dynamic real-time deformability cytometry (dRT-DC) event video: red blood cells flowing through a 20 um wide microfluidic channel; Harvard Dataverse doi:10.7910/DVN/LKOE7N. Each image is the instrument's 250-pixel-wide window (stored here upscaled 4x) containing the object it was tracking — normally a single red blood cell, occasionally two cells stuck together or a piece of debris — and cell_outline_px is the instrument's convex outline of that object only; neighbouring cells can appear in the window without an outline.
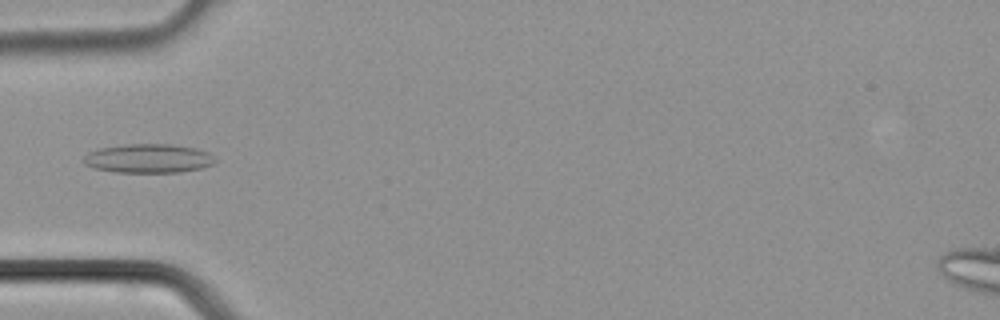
{"species": "common noctule bat (a hibernating species)", "species_latin": "Nyctalus noctula", "temperature_condition": "cold", "stored_images_in_passage": 21, "camera_frame_rate_fps": 3000, "um_per_image_px": 0.085, "animal": {"sex": "male", "body_mass_g": 21.5, "forearm_length_mm": 52.0}, "frame": {"image": 1, "passage_image": 11, "time_ms": 3.333, "image_size_px": [1000, 320], "cell_outline_px": [[216, 160], [212, 164], [200, 168], [180, 172], [116, 172], [96, 168], [84, 164], [84, 156], [88, 152], [96, 148], [128, 144], [172, 144], [196, 148], [208, 152]], "centroid_in_image_um": [12.6, 13.45], "position_along_channel_um": 72.4, "area_um2": 22.14}}
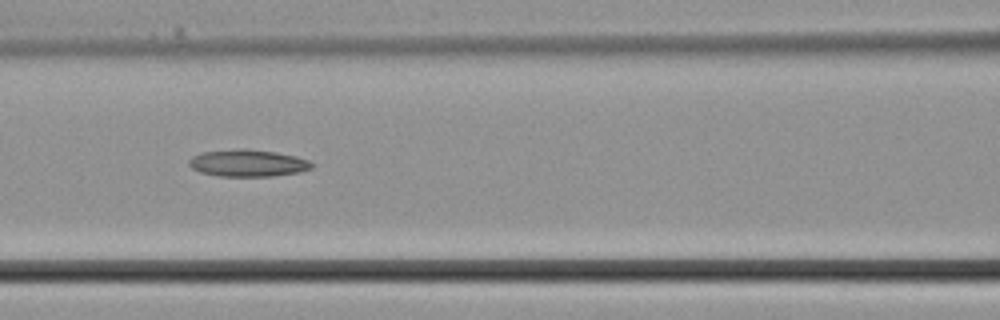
{"frame": {"image": 2, "passage_image": 15, "time_ms": 4.667, "image_size_px": [1000, 320], "cell_outline_px": [[316, 164], [312, 168], [300, 172], [272, 176], [220, 176], [200, 172], [192, 168], [188, 164], [188, 160], [192, 156], [200, 152], [240, 148], [248, 148], [276, 152], [296, 156], [308, 160]], "centroid_in_image_um": [21.07, 13.85], "position_along_channel_um": 145.5, "area_um2": 19.59}}
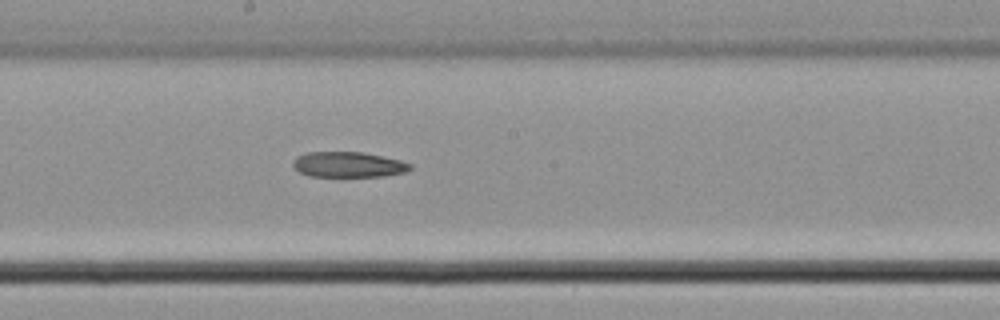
{"frame": {"image": 3, "passage_image": 19, "time_ms": 6.0, "image_size_px": [1000, 320], "cell_outline_px": [[412, 168], [404, 172], [384, 176], [308, 176], [300, 172], [292, 164], [296, 156], [308, 152], [360, 152], [400, 160], [412, 164]], "centroid_in_image_um": [29.6, 13.99], "position_along_channel_um": 218.6, "area_um2": 17.17}}